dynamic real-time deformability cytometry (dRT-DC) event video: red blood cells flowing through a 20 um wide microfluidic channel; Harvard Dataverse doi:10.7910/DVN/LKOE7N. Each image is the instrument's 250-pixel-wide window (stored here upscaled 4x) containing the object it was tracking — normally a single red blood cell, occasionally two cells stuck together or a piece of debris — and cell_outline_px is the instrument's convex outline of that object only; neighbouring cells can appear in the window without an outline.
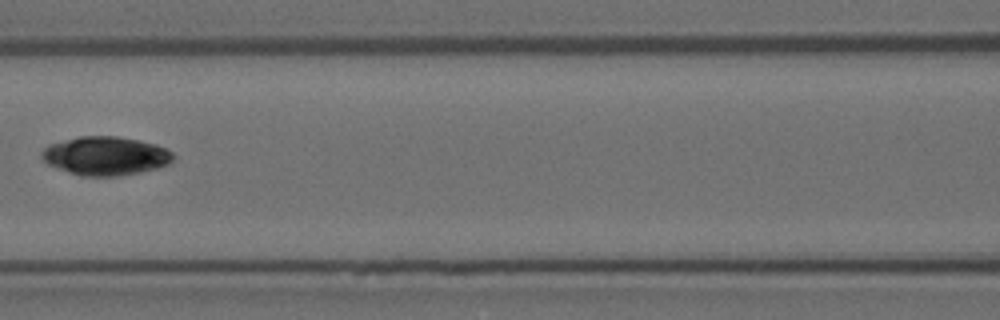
{"species": "Egyptian fruit bat (a non-hibernating species)", "species_latin": "Rousettus aegyptiacus", "temperature_condition": "room temperature", "stored_images_in_passage": 16, "camera_frame_rate_fps": 3000, "um_per_image_px": 0.085, "animal": {"sex": "female"}, "frame": {"image": 1, "passage_image": 7, "time_ms": 2.0, "image_size_px": [1000, 320], "cell_outline_px": [[176, 156], [168, 164], [156, 168], [140, 172], [116, 176], [84, 176], [68, 172], [48, 164], [40, 156], [40, 152], [48, 144], [80, 136], [116, 136], [140, 140], [156, 144], [172, 152]], "centroid_in_image_um": [8.96, 13.24], "position_along_channel_um": 157.6, "area_um2": 29.59}}
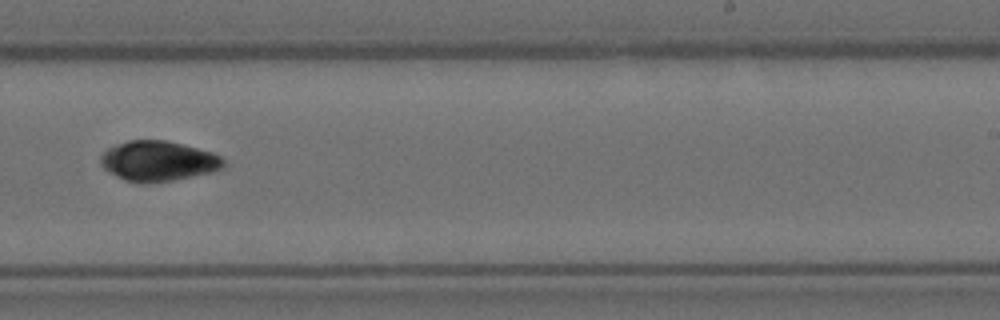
{"frame": {"image": 2, "passage_image": 10, "time_ms": 3.0, "image_size_px": [1000, 320], "cell_outline_px": [[224, 164], [220, 168], [208, 172], [172, 180], [144, 184], [140, 184], [124, 180], [108, 172], [100, 164], [100, 156], [108, 148], [116, 144], [128, 140], [168, 140], [212, 152], [220, 156], [224, 160]], "centroid_in_image_um": [13.38, 13.68], "position_along_channel_um": 275.6, "area_um2": 28.67}}
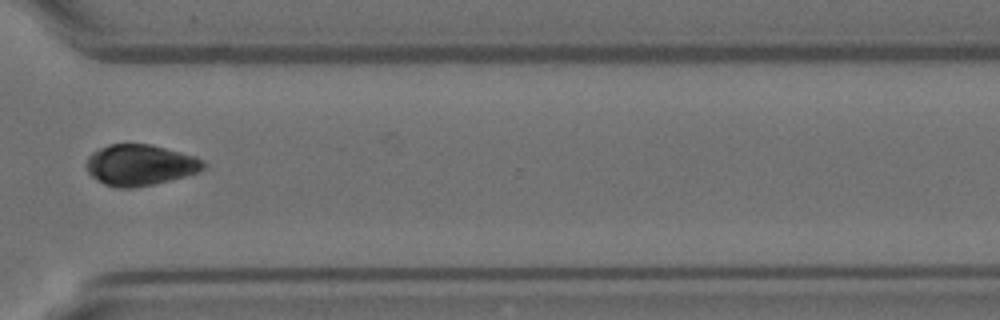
{"frame": {"image": 3, "passage_image": 12, "time_ms": 3.667, "image_size_px": [1000, 320], "cell_outline_px": [[208, 168], [184, 176], [152, 184], [132, 188], [116, 188], [104, 184], [96, 180], [88, 172], [84, 164], [88, 156], [92, 152], [108, 144], [152, 144], [196, 156], [204, 160], [208, 164]], "centroid_in_image_um": [11.91, 14.02], "position_along_channel_um": 358.7, "area_um2": 28.26}}